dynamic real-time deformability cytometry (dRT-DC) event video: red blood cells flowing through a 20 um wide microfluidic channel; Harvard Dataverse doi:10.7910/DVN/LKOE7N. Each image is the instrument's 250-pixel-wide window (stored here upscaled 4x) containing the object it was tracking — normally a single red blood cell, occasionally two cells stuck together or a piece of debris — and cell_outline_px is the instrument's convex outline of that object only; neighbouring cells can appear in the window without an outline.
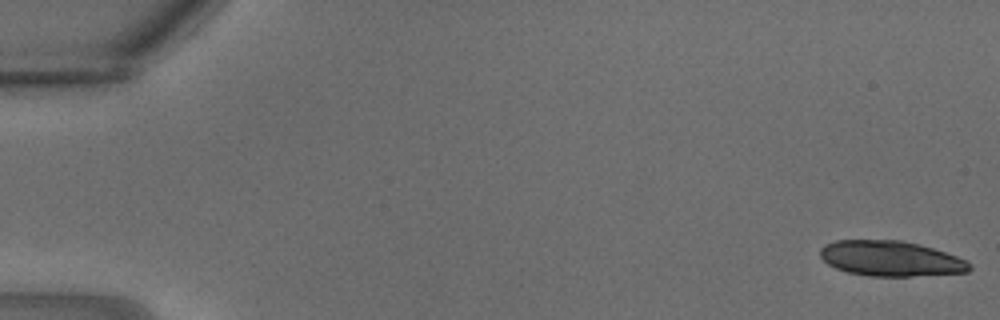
{"species": "common noctule bat (a hibernating species)", "species_latin": "Nyctalus noctula", "temperature_condition": "warm", "stored_images_in_passage": 32, "segment_of_instrument_passage": [1, 2], "camera_frame_rate_fps": 3000, "um_per_image_px": 0.085, "animal": {"sex": "male", "body_mass_g": 18.8}, "frame": {"image": 1, "passage_image": 1, "time_ms": 0.0, "image_size_px": [1000, 320], "cell_outline_px": [[972, 268], [968, 272], [908, 276], [868, 276], [848, 272], [836, 268], [828, 264], [820, 256], [820, 248], [824, 244], [836, 240], [900, 240], [920, 244], [968, 260], [972, 264]], "centroid_in_image_um": [75.71, 21.97], "position_along_channel_um": 9.3, "area_um2": 30.75}}